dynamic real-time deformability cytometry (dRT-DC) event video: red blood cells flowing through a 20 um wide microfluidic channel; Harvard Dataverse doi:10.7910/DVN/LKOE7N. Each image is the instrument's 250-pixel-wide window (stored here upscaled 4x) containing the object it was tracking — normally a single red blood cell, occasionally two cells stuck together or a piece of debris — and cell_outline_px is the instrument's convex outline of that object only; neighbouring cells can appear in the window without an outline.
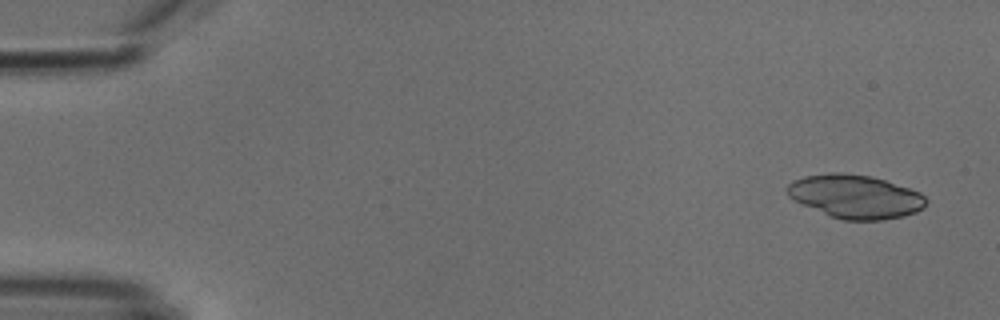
{"species": "common noctule bat (a hibernating species)", "species_latin": "Nyctalus noctula", "temperature_condition": "cold", "stored_images_in_passage": 6, "camera_frame_rate_fps": 3000, "um_per_image_px": 0.085, "animal": {"sex": "male", "body_mass_g": 18.8}, "frame": {"image": 1, "passage_image": 1, "time_ms": 0.0, "image_size_px": [1000, 320], "cell_outline_px": [[928, 200], [924, 208], [916, 212], [904, 216], [884, 220], [844, 220], [832, 216], [804, 204], [788, 196], [784, 188], [792, 180], [804, 176], [832, 172], [840, 172], [872, 176], [920, 192]], "centroid_in_image_um": [72.72, 16.69], "position_along_channel_um": 12.3, "area_um2": 35.14}}